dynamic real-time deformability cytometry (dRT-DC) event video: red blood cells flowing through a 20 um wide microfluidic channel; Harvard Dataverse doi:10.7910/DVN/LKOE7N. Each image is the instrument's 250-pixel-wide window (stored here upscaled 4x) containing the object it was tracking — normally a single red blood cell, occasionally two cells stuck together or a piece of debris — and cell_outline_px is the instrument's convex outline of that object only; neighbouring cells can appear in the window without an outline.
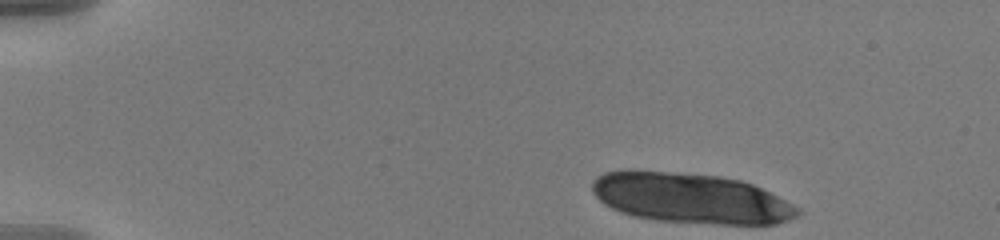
{"species": "human", "species_latin": "Homo sapiens", "temperature_condition": "warm", "stored_images_in_passage": 13, "camera_frame_rate_fps": 3000, "um_per_image_px": 0.085, "donor": {"sex": "male"}, "frame": {"image": 1, "passage_image": 1, "time_ms": 0.0, "image_size_px": [1000, 240], "cell_outline_px": [[804, 212], [788, 220], [776, 224], [716, 224], [656, 220], [632, 216], [612, 208], [604, 204], [592, 192], [592, 184], [596, 176], [604, 172], [624, 168], [632, 168], [720, 176], [740, 180], [752, 184], [800, 208]], "centroid_in_image_um": [58.65, 16.82], "position_along_channel_um": 26.3, "area_um2": 60.63}}